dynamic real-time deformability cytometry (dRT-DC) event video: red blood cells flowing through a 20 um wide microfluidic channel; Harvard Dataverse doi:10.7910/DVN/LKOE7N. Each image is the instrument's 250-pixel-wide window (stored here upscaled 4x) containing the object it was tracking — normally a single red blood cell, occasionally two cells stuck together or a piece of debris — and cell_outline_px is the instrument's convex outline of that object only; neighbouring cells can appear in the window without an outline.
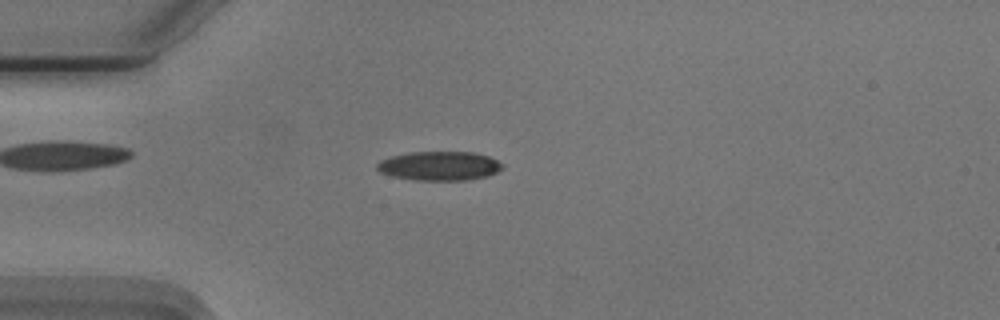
{"species": "Egyptian fruit bat (a non-hibernating species)", "species_latin": "Rousettus aegyptiacus", "temperature_condition": "cold", "stored_images_in_passage": 50, "camera_frame_rate_fps": 3000, "um_per_image_px": 0.085, "animal": {"sex": "male"}, "frame": {"image": 1, "passage_image": 10, "time_ms": 3.0, "image_size_px": [1000, 320], "cell_outline_px": [[504, 168], [488, 176], [468, 180], [412, 180], [392, 176], [380, 172], [376, 168], [376, 164], [380, 160], [392, 156], [408, 152], [476, 152], [488, 156], [504, 164]], "centroid_in_image_um": [37.36, 14.1], "position_along_channel_um": 47.6, "area_um2": 21.44}}
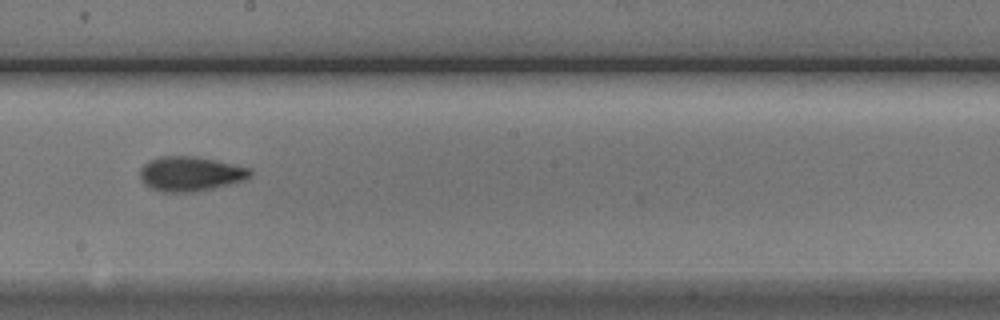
{"frame": {"image": 2, "passage_image": 26, "time_ms": 8.333, "image_size_px": [1000, 320], "cell_outline_px": [[252, 176], [244, 180], [216, 188], [196, 192], [164, 192], [152, 188], [144, 184], [140, 176], [140, 168], [148, 160], [160, 156], [196, 156], [216, 160], [252, 168]], "centroid_in_image_um": [16.21, 14.77], "position_along_channel_um": 232.0, "area_um2": 22.54}}
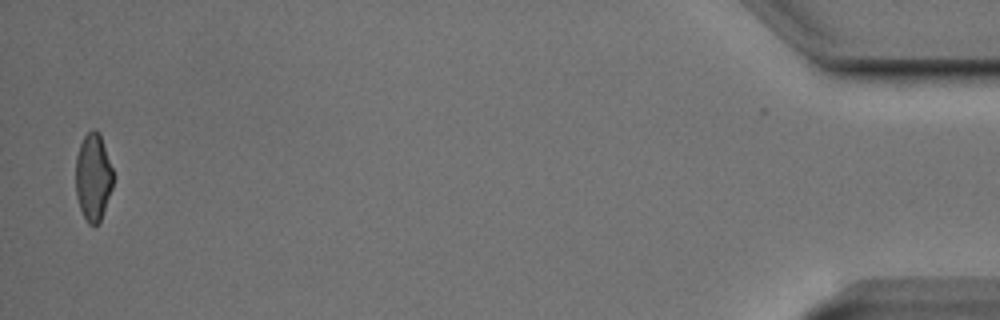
{"frame": {"image": 3, "passage_image": 49, "time_ms": 16.0, "image_size_px": [1000, 320], "cell_outline_px": [[112, 188], [100, 220], [92, 228], [88, 224], [80, 208], [76, 196], [76, 156], [80, 144], [84, 136], [92, 128], [96, 128], [100, 132], [112, 168]], "centroid_in_image_um": [7.91, 15.03], "position_along_channel_um": 427.3, "area_um2": 19.02}, "authors_computed_cell_mechanics": {"area_um2": 20.7791, "velocity_mm_per_s": 3.7545, "shape_relaxation_time_tau1_ms": 5.5173, "shape_relaxation_time_tau2_ms": 2.785, "deformation_change_tau1": 0.1657, "deformation_change_tau2": 0.0921}}